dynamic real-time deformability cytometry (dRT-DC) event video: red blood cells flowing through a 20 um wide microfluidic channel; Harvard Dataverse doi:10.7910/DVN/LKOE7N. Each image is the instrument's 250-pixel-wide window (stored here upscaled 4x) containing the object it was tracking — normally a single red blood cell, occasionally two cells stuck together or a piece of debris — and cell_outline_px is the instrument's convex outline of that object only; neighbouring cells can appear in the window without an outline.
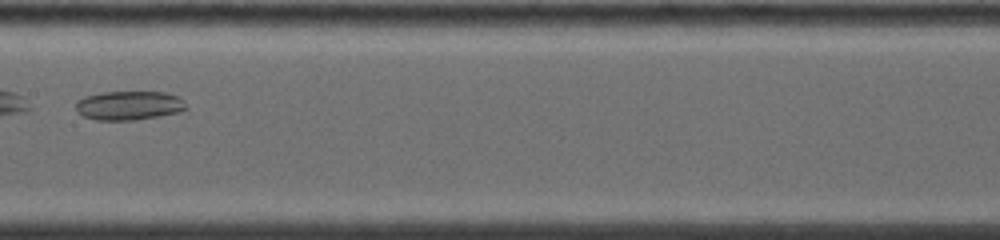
{"species": "common noctule bat (a hibernating species)", "species_latin": "Nyctalus noctula", "temperature_condition": "warm", "stored_images_in_passage": 7, "camera_frame_rate_fps": 5000, "um_per_image_px": 0.085, "animal": {"sex": "female", "body_mass_g": 19.0, "forearm_length_mm": 53.3}, "frame": {"image": 1, "passage_image": 6, "time_ms": 3.4, "image_size_px": [1000, 240], "cell_outline_px": [[188, 108], [176, 112], [160, 116], [136, 120], [96, 120], [84, 116], [76, 112], [76, 100], [84, 96], [104, 92], [164, 92], [176, 96], [184, 100]], "centroid_in_image_um": [10.93, 8.97], "position_along_channel_um": 196.5, "area_um2": 18.73}}